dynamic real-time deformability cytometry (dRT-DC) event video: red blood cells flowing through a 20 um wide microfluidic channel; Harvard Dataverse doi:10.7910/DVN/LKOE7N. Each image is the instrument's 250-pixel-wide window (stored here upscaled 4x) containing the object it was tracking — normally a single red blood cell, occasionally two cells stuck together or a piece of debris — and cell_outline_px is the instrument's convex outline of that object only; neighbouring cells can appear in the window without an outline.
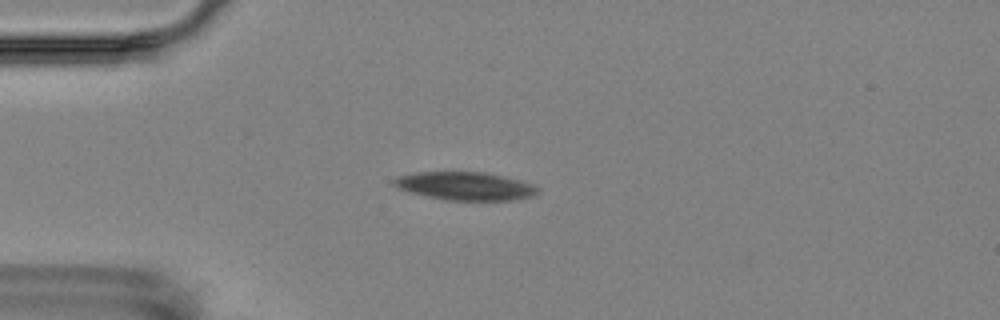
{"species": "Egyptian fruit bat (a non-hibernating species)", "species_latin": "Rousettus aegyptiacus", "temperature_condition": "room temperature", "stored_images_in_passage": 3, "camera_frame_rate_fps": 3000, "um_per_image_px": 0.085, "animal": {"sex": "female"}, "frame": {"image": 1, "passage_image": 3, "time_ms": 3.0, "image_size_px": [1000, 320], "cell_outline_px": [[540, 192], [532, 196], [512, 200], [444, 200], [396, 188], [392, 184], [392, 180], [400, 176], [416, 172], [484, 172], [532, 184], [540, 188]], "centroid_in_image_um": [39.53, 15.82], "position_along_channel_um": 45.5, "area_um2": 23.35}}